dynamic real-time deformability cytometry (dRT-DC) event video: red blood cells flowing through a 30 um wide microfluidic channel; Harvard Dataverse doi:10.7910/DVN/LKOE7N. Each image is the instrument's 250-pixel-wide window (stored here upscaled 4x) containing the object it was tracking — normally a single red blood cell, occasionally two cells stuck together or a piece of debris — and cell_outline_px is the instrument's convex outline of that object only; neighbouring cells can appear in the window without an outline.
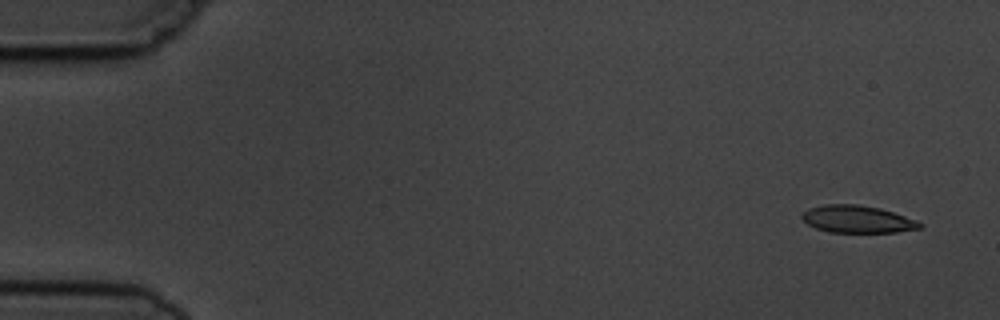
{"species": "common noctule bat (a hibernating species)", "species_latin": "Nyctalus noctula", "temperature_condition": "cold", "stored_images_in_passage": 5, "camera_frame_rate_fps": 3000, "um_per_image_px": 0.085, "animal": {"sex": "male", "body_mass_g": 19.5, "forearm_length_mm": 54.6}, "frame": {"image": 1, "passage_image": 1, "time_ms": 0.0, "image_size_px": [1000, 320], "cell_outline_px": [[924, 228], [896, 232], [828, 232], [816, 228], [808, 224], [800, 216], [808, 208], [824, 204], [856, 204], [880, 208], [916, 220], [924, 224]], "centroid_in_image_um": [72.89, 18.63], "position_along_channel_um": 12.1, "area_um2": 18.79}}
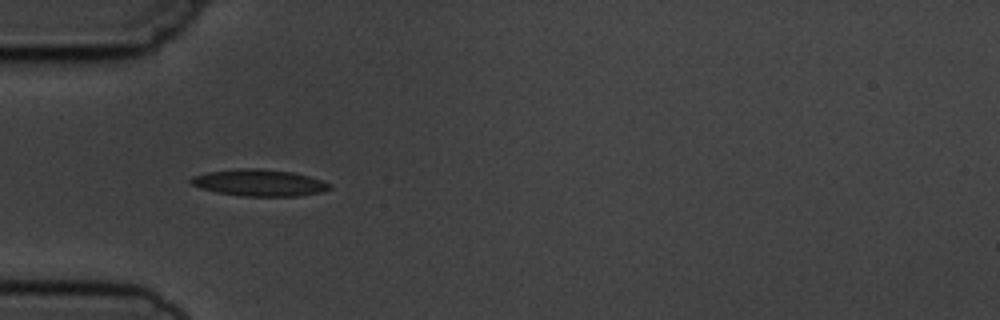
{"frame": {"image": 2, "passage_image": 4, "time_ms": 4.667, "image_size_px": [1000, 320], "cell_outline_px": [[332, 188], [320, 192], [296, 196], [240, 196], [216, 192], [200, 188], [192, 184], [188, 180], [192, 176], [208, 172], [236, 168], [260, 168], [292, 172], [308, 176], [332, 184]], "centroid_in_image_um": [22.01, 15.53], "position_along_channel_um": 63.0, "area_um2": 21.62}}
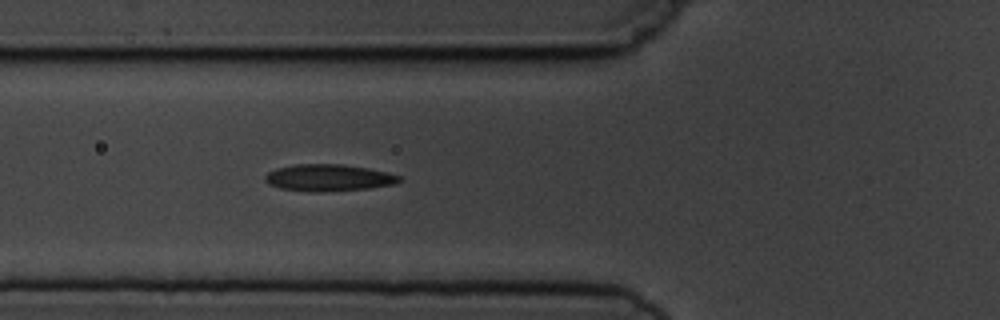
{"frame": {"image": 3, "passage_image": 5, "time_ms": 5.667, "image_size_px": [1000, 320], "cell_outline_px": [[400, 180], [396, 184], [372, 188], [324, 192], [308, 192], [280, 188], [268, 184], [264, 180], [264, 176], [268, 172], [276, 168], [296, 164], [340, 164], [368, 168], [388, 172], [400, 176]], "centroid_in_image_um": [27.92, 15.12], "position_along_channel_um": 97.9, "area_um2": 21.21}}